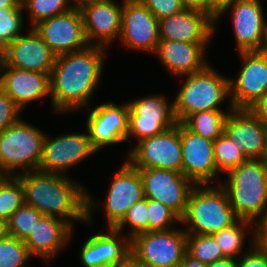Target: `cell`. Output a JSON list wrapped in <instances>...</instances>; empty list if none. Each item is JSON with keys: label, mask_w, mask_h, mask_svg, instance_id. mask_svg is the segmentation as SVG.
I'll list each match as a JSON object with an SVG mask.
<instances>
[{"label": "cell", "mask_w": 267, "mask_h": 267, "mask_svg": "<svg viewBox=\"0 0 267 267\" xmlns=\"http://www.w3.org/2000/svg\"><path fill=\"white\" fill-rule=\"evenodd\" d=\"M106 47L87 48L56 56L50 74V101L55 113H69L89 107L100 84Z\"/></svg>", "instance_id": "cell-1"}, {"label": "cell", "mask_w": 267, "mask_h": 267, "mask_svg": "<svg viewBox=\"0 0 267 267\" xmlns=\"http://www.w3.org/2000/svg\"><path fill=\"white\" fill-rule=\"evenodd\" d=\"M16 176L23 185L26 205L43 215L60 218L72 227L74 220L92 225V212L101 207L84 186L68 175L35 170Z\"/></svg>", "instance_id": "cell-2"}, {"label": "cell", "mask_w": 267, "mask_h": 267, "mask_svg": "<svg viewBox=\"0 0 267 267\" xmlns=\"http://www.w3.org/2000/svg\"><path fill=\"white\" fill-rule=\"evenodd\" d=\"M227 176L220 184L235 214L257 224L267 211V166L260 159H247Z\"/></svg>", "instance_id": "cell-3"}, {"label": "cell", "mask_w": 267, "mask_h": 267, "mask_svg": "<svg viewBox=\"0 0 267 267\" xmlns=\"http://www.w3.org/2000/svg\"><path fill=\"white\" fill-rule=\"evenodd\" d=\"M238 220L221 184H217L216 187L195 184L180 223L187 225L184 230L187 234L212 235L230 227Z\"/></svg>", "instance_id": "cell-4"}, {"label": "cell", "mask_w": 267, "mask_h": 267, "mask_svg": "<svg viewBox=\"0 0 267 267\" xmlns=\"http://www.w3.org/2000/svg\"><path fill=\"white\" fill-rule=\"evenodd\" d=\"M184 84L173 100L177 122L199 111L222 110L220 105L229 99L230 78L217 73L209 63L200 71L183 75Z\"/></svg>", "instance_id": "cell-5"}, {"label": "cell", "mask_w": 267, "mask_h": 267, "mask_svg": "<svg viewBox=\"0 0 267 267\" xmlns=\"http://www.w3.org/2000/svg\"><path fill=\"white\" fill-rule=\"evenodd\" d=\"M45 136L22 118L0 132L1 170L10 176L39 170Z\"/></svg>", "instance_id": "cell-6"}, {"label": "cell", "mask_w": 267, "mask_h": 267, "mask_svg": "<svg viewBox=\"0 0 267 267\" xmlns=\"http://www.w3.org/2000/svg\"><path fill=\"white\" fill-rule=\"evenodd\" d=\"M130 251L144 267H178L187 251L184 229L149 231L130 240Z\"/></svg>", "instance_id": "cell-7"}, {"label": "cell", "mask_w": 267, "mask_h": 267, "mask_svg": "<svg viewBox=\"0 0 267 267\" xmlns=\"http://www.w3.org/2000/svg\"><path fill=\"white\" fill-rule=\"evenodd\" d=\"M136 144L127 154V162L133 168H157L182 173L180 122Z\"/></svg>", "instance_id": "cell-8"}, {"label": "cell", "mask_w": 267, "mask_h": 267, "mask_svg": "<svg viewBox=\"0 0 267 267\" xmlns=\"http://www.w3.org/2000/svg\"><path fill=\"white\" fill-rule=\"evenodd\" d=\"M164 95H150L129 101V121L126 141L130 138L143 139L156 136L177 124L174 104Z\"/></svg>", "instance_id": "cell-9"}, {"label": "cell", "mask_w": 267, "mask_h": 267, "mask_svg": "<svg viewBox=\"0 0 267 267\" xmlns=\"http://www.w3.org/2000/svg\"><path fill=\"white\" fill-rule=\"evenodd\" d=\"M97 151L92 147L88 133H66L57 137L46 134L39 170L62 174Z\"/></svg>", "instance_id": "cell-10"}, {"label": "cell", "mask_w": 267, "mask_h": 267, "mask_svg": "<svg viewBox=\"0 0 267 267\" xmlns=\"http://www.w3.org/2000/svg\"><path fill=\"white\" fill-rule=\"evenodd\" d=\"M147 199L159 201L180 219L184 216L188 197L195 184L180 172L148 168L138 169Z\"/></svg>", "instance_id": "cell-11"}, {"label": "cell", "mask_w": 267, "mask_h": 267, "mask_svg": "<svg viewBox=\"0 0 267 267\" xmlns=\"http://www.w3.org/2000/svg\"><path fill=\"white\" fill-rule=\"evenodd\" d=\"M33 29L56 56L80 51L90 45L85 35L81 10L71 9L44 19Z\"/></svg>", "instance_id": "cell-12"}, {"label": "cell", "mask_w": 267, "mask_h": 267, "mask_svg": "<svg viewBox=\"0 0 267 267\" xmlns=\"http://www.w3.org/2000/svg\"><path fill=\"white\" fill-rule=\"evenodd\" d=\"M242 68L230 78V103L234 109H249L267 92V57L261 51L239 52Z\"/></svg>", "instance_id": "cell-13"}, {"label": "cell", "mask_w": 267, "mask_h": 267, "mask_svg": "<svg viewBox=\"0 0 267 267\" xmlns=\"http://www.w3.org/2000/svg\"><path fill=\"white\" fill-rule=\"evenodd\" d=\"M89 114L86 121V130L92 147L98 152L104 146L126 142L129 121V105H117L114 102H105L100 105L87 107Z\"/></svg>", "instance_id": "cell-14"}, {"label": "cell", "mask_w": 267, "mask_h": 267, "mask_svg": "<svg viewBox=\"0 0 267 267\" xmlns=\"http://www.w3.org/2000/svg\"><path fill=\"white\" fill-rule=\"evenodd\" d=\"M121 33L123 46L154 54L159 39V20L138 0H122Z\"/></svg>", "instance_id": "cell-15"}, {"label": "cell", "mask_w": 267, "mask_h": 267, "mask_svg": "<svg viewBox=\"0 0 267 267\" xmlns=\"http://www.w3.org/2000/svg\"><path fill=\"white\" fill-rule=\"evenodd\" d=\"M227 11L231 12L238 52L261 51L267 34V21L261 1L236 0L220 16Z\"/></svg>", "instance_id": "cell-16"}, {"label": "cell", "mask_w": 267, "mask_h": 267, "mask_svg": "<svg viewBox=\"0 0 267 267\" xmlns=\"http://www.w3.org/2000/svg\"><path fill=\"white\" fill-rule=\"evenodd\" d=\"M182 174L194 184H211L222 175L214 160V141L199 136L180 122Z\"/></svg>", "instance_id": "cell-17"}, {"label": "cell", "mask_w": 267, "mask_h": 267, "mask_svg": "<svg viewBox=\"0 0 267 267\" xmlns=\"http://www.w3.org/2000/svg\"><path fill=\"white\" fill-rule=\"evenodd\" d=\"M103 208L107 228H114L125 216L127 210L145 198L143 182L138 169L127 161L114 174ZM108 223V224H107Z\"/></svg>", "instance_id": "cell-18"}, {"label": "cell", "mask_w": 267, "mask_h": 267, "mask_svg": "<svg viewBox=\"0 0 267 267\" xmlns=\"http://www.w3.org/2000/svg\"><path fill=\"white\" fill-rule=\"evenodd\" d=\"M3 50L2 62L17 69L51 74L56 55L38 33L29 28Z\"/></svg>", "instance_id": "cell-19"}, {"label": "cell", "mask_w": 267, "mask_h": 267, "mask_svg": "<svg viewBox=\"0 0 267 267\" xmlns=\"http://www.w3.org/2000/svg\"><path fill=\"white\" fill-rule=\"evenodd\" d=\"M159 39L187 43H209L216 32L215 20L208 14L184 9L159 20Z\"/></svg>", "instance_id": "cell-20"}, {"label": "cell", "mask_w": 267, "mask_h": 267, "mask_svg": "<svg viewBox=\"0 0 267 267\" xmlns=\"http://www.w3.org/2000/svg\"><path fill=\"white\" fill-rule=\"evenodd\" d=\"M102 0L85 6L82 10L84 31L90 45L108 47L121 33L122 4ZM116 38V39H115Z\"/></svg>", "instance_id": "cell-21"}, {"label": "cell", "mask_w": 267, "mask_h": 267, "mask_svg": "<svg viewBox=\"0 0 267 267\" xmlns=\"http://www.w3.org/2000/svg\"><path fill=\"white\" fill-rule=\"evenodd\" d=\"M0 88L22 110L31 102L50 96V75L6 66L1 61Z\"/></svg>", "instance_id": "cell-22"}, {"label": "cell", "mask_w": 267, "mask_h": 267, "mask_svg": "<svg viewBox=\"0 0 267 267\" xmlns=\"http://www.w3.org/2000/svg\"><path fill=\"white\" fill-rule=\"evenodd\" d=\"M224 134L235 143L247 159H260L266 127L249 109H232L224 125Z\"/></svg>", "instance_id": "cell-23"}, {"label": "cell", "mask_w": 267, "mask_h": 267, "mask_svg": "<svg viewBox=\"0 0 267 267\" xmlns=\"http://www.w3.org/2000/svg\"><path fill=\"white\" fill-rule=\"evenodd\" d=\"M72 232L73 228L68 222L44 215L24 242L32 257L40 256L49 263L69 244Z\"/></svg>", "instance_id": "cell-24"}, {"label": "cell", "mask_w": 267, "mask_h": 267, "mask_svg": "<svg viewBox=\"0 0 267 267\" xmlns=\"http://www.w3.org/2000/svg\"><path fill=\"white\" fill-rule=\"evenodd\" d=\"M92 234L82 245L83 267H111L130 251V239L114 228ZM123 236V237H122Z\"/></svg>", "instance_id": "cell-25"}, {"label": "cell", "mask_w": 267, "mask_h": 267, "mask_svg": "<svg viewBox=\"0 0 267 267\" xmlns=\"http://www.w3.org/2000/svg\"><path fill=\"white\" fill-rule=\"evenodd\" d=\"M207 43H187L160 40L156 56L173 77L178 78L202 70L208 63L204 60Z\"/></svg>", "instance_id": "cell-26"}, {"label": "cell", "mask_w": 267, "mask_h": 267, "mask_svg": "<svg viewBox=\"0 0 267 267\" xmlns=\"http://www.w3.org/2000/svg\"><path fill=\"white\" fill-rule=\"evenodd\" d=\"M233 109L230 104L226 112L222 110L199 111L189 115L182 124L193 133L215 141L224 133L226 119Z\"/></svg>", "instance_id": "cell-27"}, {"label": "cell", "mask_w": 267, "mask_h": 267, "mask_svg": "<svg viewBox=\"0 0 267 267\" xmlns=\"http://www.w3.org/2000/svg\"><path fill=\"white\" fill-rule=\"evenodd\" d=\"M246 231H250L249 233H251L250 240H256V225L246 219H239L230 227L213 233L212 236L226 257L238 259L243 252H248L242 250L245 242L244 239L246 238Z\"/></svg>", "instance_id": "cell-28"}, {"label": "cell", "mask_w": 267, "mask_h": 267, "mask_svg": "<svg viewBox=\"0 0 267 267\" xmlns=\"http://www.w3.org/2000/svg\"><path fill=\"white\" fill-rule=\"evenodd\" d=\"M214 160L217 171L228 173L247 160L240 150V144L231 141L224 133L214 141Z\"/></svg>", "instance_id": "cell-29"}, {"label": "cell", "mask_w": 267, "mask_h": 267, "mask_svg": "<svg viewBox=\"0 0 267 267\" xmlns=\"http://www.w3.org/2000/svg\"><path fill=\"white\" fill-rule=\"evenodd\" d=\"M24 204V189L20 179L6 175L0 181V219L8 220Z\"/></svg>", "instance_id": "cell-30"}, {"label": "cell", "mask_w": 267, "mask_h": 267, "mask_svg": "<svg viewBox=\"0 0 267 267\" xmlns=\"http://www.w3.org/2000/svg\"><path fill=\"white\" fill-rule=\"evenodd\" d=\"M205 265L226 258L212 235L187 234V251Z\"/></svg>", "instance_id": "cell-31"}, {"label": "cell", "mask_w": 267, "mask_h": 267, "mask_svg": "<svg viewBox=\"0 0 267 267\" xmlns=\"http://www.w3.org/2000/svg\"><path fill=\"white\" fill-rule=\"evenodd\" d=\"M43 216L35 208L24 204L7 220L9 236L25 241Z\"/></svg>", "instance_id": "cell-32"}, {"label": "cell", "mask_w": 267, "mask_h": 267, "mask_svg": "<svg viewBox=\"0 0 267 267\" xmlns=\"http://www.w3.org/2000/svg\"><path fill=\"white\" fill-rule=\"evenodd\" d=\"M68 0H21L24 11L28 12L33 27L40 21L71 10Z\"/></svg>", "instance_id": "cell-33"}, {"label": "cell", "mask_w": 267, "mask_h": 267, "mask_svg": "<svg viewBox=\"0 0 267 267\" xmlns=\"http://www.w3.org/2000/svg\"><path fill=\"white\" fill-rule=\"evenodd\" d=\"M23 7L20 4L17 8H0V48L4 50L13 42L24 29Z\"/></svg>", "instance_id": "cell-34"}, {"label": "cell", "mask_w": 267, "mask_h": 267, "mask_svg": "<svg viewBox=\"0 0 267 267\" xmlns=\"http://www.w3.org/2000/svg\"><path fill=\"white\" fill-rule=\"evenodd\" d=\"M127 224L130 227L127 236L130 240L139 234L148 232V199L146 197L134 203L114 229L123 233Z\"/></svg>", "instance_id": "cell-35"}, {"label": "cell", "mask_w": 267, "mask_h": 267, "mask_svg": "<svg viewBox=\"0 0 267 267\" xmlns=\"http://www.w3.org/2000/svg\"><path fill=\"white\" fill-rule=\"evenodd\" d=\"M31 257L24 241L12 236L0 240V267H29Z\"/></svg>", "instance_id": "cell-36"}, {"label": "cell", "mask_w": 267, "mask_h": 267, "mask_svg": "<svg viewBox=\"0 0 267 267\" xmlns=\"http://www.w3.org/2000/svg\"><path fill=\"white\" fill-rule=\"evenodd\" d=\"M180 223V218L167 206L159 201L148 199V232L171 230Z\"/></svg>", "instance_id": "cell-37"}, {"label": "cell", "mask_w": 267, "mask_h": 267, "mask_svg": "<svg viewBox=\"0 0 267 267\" xmlns=\"http://www.w3.org/2000/svg\"><path fill=\"white\" fill-rule=\"evenodd\" d=\"M20 112V107L0 88V132L21 119Z\"/></svg>", "instance_id": "cell-38"}, {"label": "cell", "mask_w": 267, "mask_h": 267, "mask_svg": "<svg viewBox=\"0 0 267 267\" xmlns=\"http://www.w3.org/2000/svg\"><path fill=\"white\" fill-rule=\"evenodd\" d=\"M158 19L182 12L185 8L181 0H138Z\"/></svg>", "instance_id": "cell-39"}, {"label": "cell", "mask_w": 267, "mask_h": 267, "mask_svg": "<svg viewBox=\"0 0 267 267\" xmlns=\"http://www.w3.org/2000/svg\"><path fill=\"white\" fill-rule=\"evenodd\" d=\"M250 242L248 252L237 259V267H267V250L259 246L256 240Z\"/></svg>", "instance_id": "cell-40"}, {"label": "cell", "mask_w": 267, "mask_h": 267, "mask_svg": "<svg viewBox=\"0 0 267 267\" xmlns=\"http://www.w3.org/2000/svg\"><path fill=\"white\" fill-rule=\"evenodd\" d=\"M236 0H209V15L218 23L220 15Z\"/></svg>", "instance_id": "cell-41"}, {"label": "cell", "mask_w": 267, "mask_h": 267, "mask_svg": "<svg viewBox=\"0 0 267 267\" xmlns=\"http://www.w3.org/2000/svg\"><path fill=\"white\" fill-rule=\"evenodd\" d=\"M249 110L265 125L267 128V92L255 102Z\"/></svg>", "instance_id": "cell-42"}, {"label": "cell", "mask_w": 267, "mask_h": 267, "mask_svg": "<svg viewBox=\"0 0 267 267\" xmlns=\"http://www.w3.org/2000/svg\"><path fill=\"white\" fill-rule=\"evenodd\" d=\"M256 243L267 250V211L256 224Z\"/></svg>", "instance_id": "cell-43"}, {"label": "cell", "mask_w": 267, "mask_h": 267, "mask_svg": "<svg viewBox=\"0 0 267 267\" xmlns=\"http://www.w3.org/2000/svg\"><path fill=\"white\" fill-rule=\"evenodd\" d=\"M185 9H193L209 15V0H181Z\"/></svg>", "instance_id": "cell-44"}, {"label": "cell", "mask_w": 267, "mask_h": 267, "mask_svg": "<svg viewBox=\"0 0 267 267\" xmlns=\"http://www.w3.org/2000/svg\"><path fill=\"white\" fill-rule=\"evenodd\" d=\"M111 267H144L138 258L129 251L121 260Z\"/></svg>", "instance_id": "cell-45"}, {"label": "cell", "mask_w": 267, "mask_h": 267, "mask_svg": "<svg viewBox=\"0 0 267 267\" xmlns=\"http://www.w3.org/2000/svg\"><path fill=\"white\" fill-rule=\"evenodd\" d=\"M178 267H207L204 263L200 260L195 259L194 257L190 256L187 252L185 253L182 262L179 264Z\"/></svg>", "instance_id": "cell-46"}, {"label": "cell", "mask_w": 267, "mask_h": 267, "mask_svg": "<svg viewBox=\"0 0 267 267\" xmlns=\"http://www.w3.org/2000/svg\"><path fill=\"white\" fill-rule=\"evenodd\" d=\"M207 267H237V259L233 257H226L207 265Z\"/></svg>", "instance_id": "cell-47"}, {"label": "cell", "mask_w": 267, "mask_h": 267, "mask_svg": "<svg viewBox=\"0 0 267 267\" xmlns=\"http://www.w3.org/2000/svg\"><path fill=\"white\" fill-rule=\"evenodd\" d=\"M68 1L73 2V3H69L72 9L82 10L85 6L102 1V0H68Z\"/></svg>", "instance_id": "cell-48"}, {"label": "cell", "mask_w": 267, "mask_h": 267, "mask_svg": "<svg viewBox=\"0 0 267 267\" xmlns=\"http://www.w3.org/2000/svg\"><path fill=\"white\" fill-rule=\"evenodd\" d=\"M21 4V0H0L1 9L17 8Z\"/></svg>", "instance_id": "cell-49"}, {"label": "cell", "mask_w": 267, "mask_h": 267, "mask_svg": "<svg viewBox=\"0 0 267 267\" xmlns=\"http://www.w3.org/2000/svg\"><path fill=\"white\" fill-rule=\"evenodd\" d=\"M9 236L7 220L0 219V240H4Z\"/></svg>", "instance_id": "cell-50"}, {"label": "cell", "mask_w": 267, "mask_h": 267, "mask_svg": "<svg viewBox=\"0 0 267 267\" xmlns=\"http://www.w3.org/2000/svg\"><path fill=\"white\" fill-rule=\"evenodd\" d=\"M260 160L267 166V128H266L264 150H263V153L260 157Z\"/></svg>", "instance_id": "cell-51"}, {"label": "cell", "mask_w": 267, "mask_h": 267, "mask_svg": "<svg viewBox=\"0 0 267 267\" xmlns=\"http://www.w3.org/2000/svg\"><path fill=\"white\" fill-rule=\"evenodd\" d=\"M261 52L267 57V34L264 40V44H263V48L261 50Z\"/></svg>", "instance_id": "cell-52"}, {"label": "cell", "mask_w": 267, "mask_h": 267, "mask_svg": "<svg viewBox=\"0 0 267 267\" xmlns=\"http://www.w3.org/2000/svg\"><path fill=\"white\" fill-rule=\"evenodd\" d=\"M6 176V174L0 168V181Z\"/></svg>", "instance_id": "cell-53"}, {"label": "cell", "mask_w": 267, "mask_h": 267, "mask_svg": "<svg viewBox=\"0 0 267 267\" xmlns=\"http://www.w3.org/2000/svg\"><path fill=\"white\" fill-rule=\"evenodd\" d=\"M3 58V50L0 48V62L2 61Z\"/></svg>", "instance_id": "cell-54"}]
</instances>
